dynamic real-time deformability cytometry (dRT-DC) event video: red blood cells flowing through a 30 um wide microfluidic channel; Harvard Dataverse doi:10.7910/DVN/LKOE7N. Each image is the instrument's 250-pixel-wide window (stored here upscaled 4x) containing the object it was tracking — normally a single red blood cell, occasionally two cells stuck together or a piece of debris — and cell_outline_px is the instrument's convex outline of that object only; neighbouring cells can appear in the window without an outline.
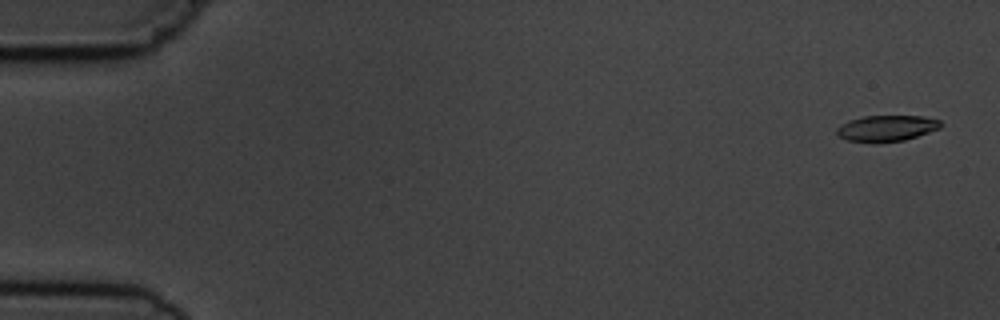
{"species": "common noctule bat (a hibernating species)", "species_latin": "Nyctalus noctula", "temperature_condition": "cold", "stored_images_in_passage": 5, "camera_frame_rate_fps": 3000, "um_per_image_px": 0.085, "animal": {"sex": "male", "body_mass_g": 19.5, "forearm_length_mm": 54.6}, "frame": {"image": 1, "passage_image": 1, "time_ms": 0.0, "image_size_px": [1000, 320], "cell_outline_px": [[940, 128], [904, 140], [848, 140], [836, 136], [836, 128], [840, 124], [848, 120], [864, 116], [920, 116], [940, 120]], "centroid_in_image_um": [75.32, 10.86], "position_along_channel_um": 9.7, "area_um2": 15.14}}
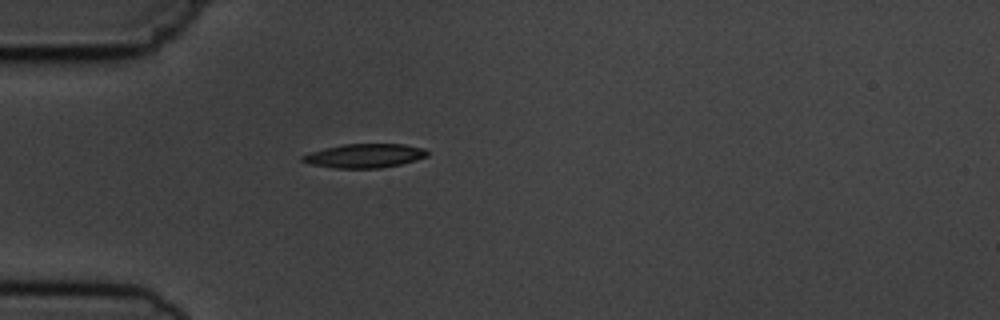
{"frame": {"image": 2, "passage_image": 5, "time_ms": 4.667, "image_size_px": [1000, 320], "cell_outline_px": [[428, 156], [416, 160], [400, 164], [380, 168], [336, 168], [308, 164], [300, 160], [300, 156], [324, 148], [344, 144], [404, 144], [424, 148], [428, 152]], "centroid_in_image_um": [30.98, 13.24], "position_along_channel_um": 54.0, "area_um2": 17.46}}